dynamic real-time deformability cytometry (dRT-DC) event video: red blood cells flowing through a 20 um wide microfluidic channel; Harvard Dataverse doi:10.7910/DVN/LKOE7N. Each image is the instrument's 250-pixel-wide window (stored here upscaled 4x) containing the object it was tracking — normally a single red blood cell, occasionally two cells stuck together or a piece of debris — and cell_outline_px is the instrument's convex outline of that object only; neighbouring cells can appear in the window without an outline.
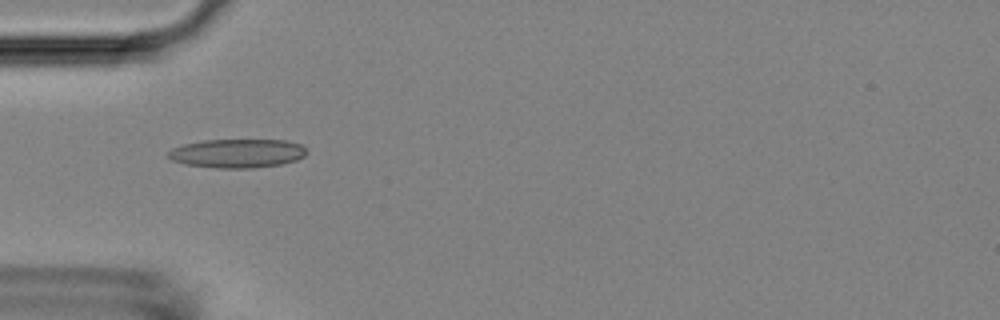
{"species": "Egyptian fruit bat (a non-hibernating species)", "species_latin": "Rousettus aegyptiacus", "temperature_condition": "room temperature", "stored_images_in_passage": 50, "camera_frame_rate_fps": 3000, "um_per_image_px": 0.085, "animal": {"sex": "female"}, "frame": {"image": 1, "passage_image": 14, "time_ms": 4.333, "image_size_px": [1000, 320], "cell_outline_px": [[308, 152], [304, 156], [296, 160], [280, 164], [252, 168], [216, 168], [184, 164], [172, 160], [168, 156], [168, 152], [172, 148], [184, 144], [204, 140], [288, 140], [300, 144]], "centroid_in_image_um": [20.17, 13.03], "position_along_channel_um": 64.8, "area_um2": 23.24}}
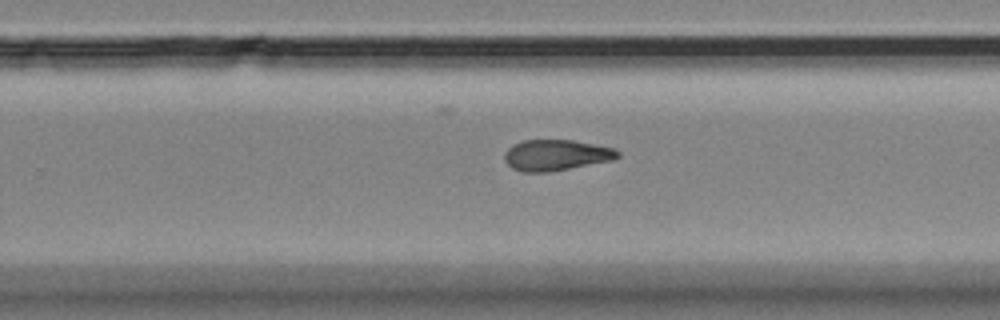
{"frame": {"image": 2, "passage_image": 31, "time_ms": 10.0, "image_size_px": [1000, 320], "cell_outline_px": [[620, 156], [616, 160], [548, 172], [524, 172], [512, 168], [504, 160], [504, 152], [512, 144], [524, 140], [572, 140], [616, 148], [620, 152]], "centroid_in_image_um": [47.3, 13.18], "position_along_channel_um": 282.5, "area_um2": 20.63}}
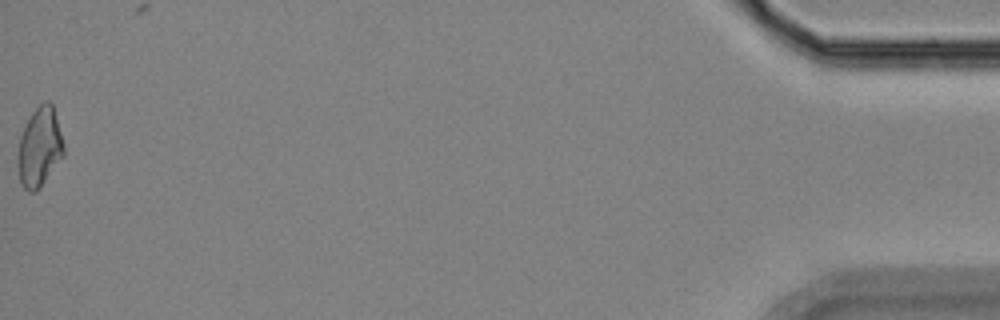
{"frame": {"image": 3, "passage_image": 50, "time_ms": 16.333, "image_size_px": [1000, 320], "cell_outline_px": [[64, 156], [40, 188], [36, 192], [28, 192], [24, 188], [20, 180], [16, 160], [20, 136], [32, 112], [44, 100], [48, 100], [52, 104], [64, 144]], "centroid_in_image_um": [3.36, 12.54], "position_along_channel_um": 431.8, "area_um2": 21.33}, "authors_computed_cell_mechanics": {"area_um2": 20.9814, "velocity_mm_per_s": 3.8445, "shape_relaxation_time_tau1_ms": null, "shape_relaxation_time_tau2_ms": 4.6109, "deformation_change_tau1": null, "deformation_change_tau2": 0.1261}}